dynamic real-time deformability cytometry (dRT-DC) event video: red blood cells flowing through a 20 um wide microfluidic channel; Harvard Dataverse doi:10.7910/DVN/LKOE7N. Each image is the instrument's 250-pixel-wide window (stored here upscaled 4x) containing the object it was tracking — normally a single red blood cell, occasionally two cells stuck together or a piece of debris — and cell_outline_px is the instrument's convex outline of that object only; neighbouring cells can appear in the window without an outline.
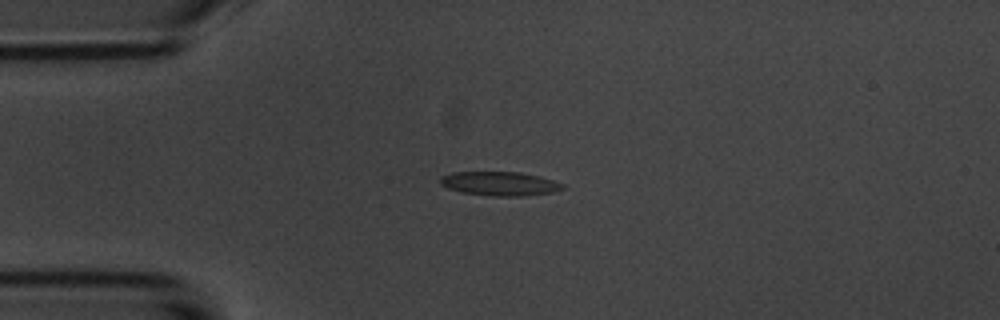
{"species": "common noctule bat (a hibernating species)", "species_latin": "Nyctalus noctula", "temperature_condition": "room temperature", "stored_images_in_passage": 5, "camera_frame_rate_fps": 3000, "um_per_image_px": 0.085, "animal": {"sex": "male", "body_mass_g": 20.1, "forearm_length_mm": 53.5}, "frame": {"image": 1, "passage_image": 4, "time_ms": 3.667, "image_size_px": [1000, 320], "cell_outline_px": [[564, 188], [552, 192], [524, 196], [492, 196], [460, 192], [448, 188], [440, 184], [440, 176], [452, 172], [520, 172], [540, 176], [564, 184]], "centroid_in_image_um": [42.45, 15.61], "position_along_channel_um": 42.5, "area_um2": 17.17}}